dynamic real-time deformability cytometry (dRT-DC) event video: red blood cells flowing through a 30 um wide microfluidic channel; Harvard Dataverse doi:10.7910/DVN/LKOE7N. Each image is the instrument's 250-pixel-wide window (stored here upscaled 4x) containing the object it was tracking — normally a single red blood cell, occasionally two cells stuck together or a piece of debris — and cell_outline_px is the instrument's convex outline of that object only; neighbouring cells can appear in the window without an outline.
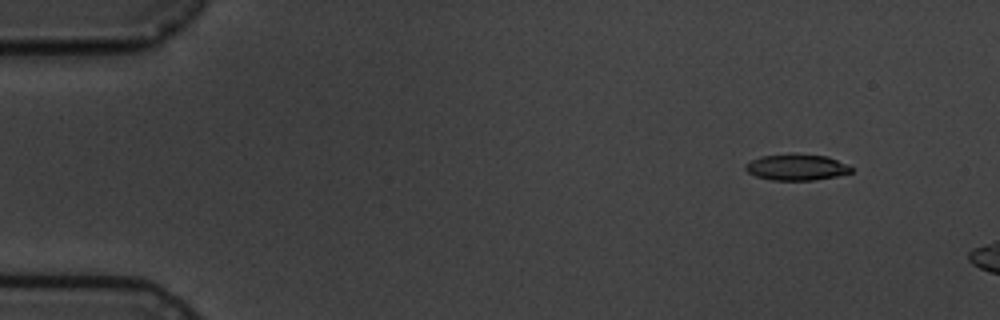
{"species": "common noctule bat (a hibernating species)", "species_latin": "Nyctalus noctula", "temperature_condition": "cold", "stored_images_in_passage": 4, "camera_frame_rate_fps": 3000, "um_per_image_px": 0.085, "animal": {"sex": "male", "body_mass_g": 19.5, "forearm_length_mm": 54.6}, "frame": {"image": 1, "passage_image": 2, "time_ms": 1.333, "image_size_px": [1000, 320], "cell_outline_px": [[852, 172], [836, 176], [812, 180], [772, 180], [756, 176], [748, 172], [744, 168], [744, 164], [760, 156], [792, 152], [828, 156], [848, 164], [852, 168]], "centroid_in_image_um": [67.7, 14.18], "position_along_channel_um": 17.3, "area_um2": 16.47}}